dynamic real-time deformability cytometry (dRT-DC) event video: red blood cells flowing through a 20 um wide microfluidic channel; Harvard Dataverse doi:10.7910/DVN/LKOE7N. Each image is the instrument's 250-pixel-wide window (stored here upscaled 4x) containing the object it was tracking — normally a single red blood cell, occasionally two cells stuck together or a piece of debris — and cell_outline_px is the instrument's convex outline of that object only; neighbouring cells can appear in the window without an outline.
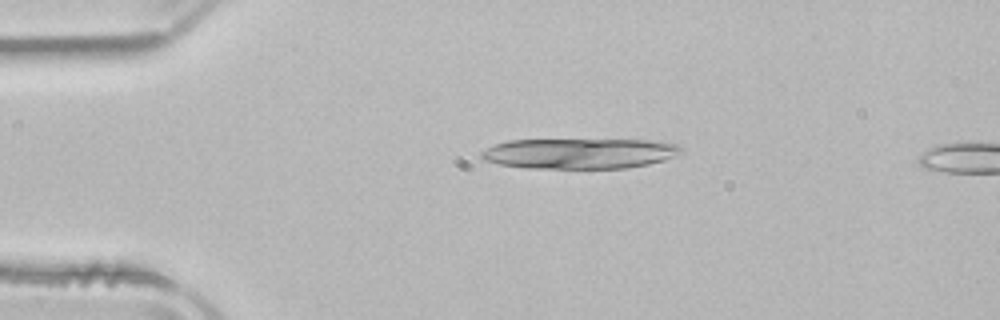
{"species": "common noctule bat (a hibernating species)", "species_latin": "Nyctalus noctula", "temperature_condition": "room temperature", "stored_images_in_passage": 7, "camera_frame_rate_fps": 3000, "um_per_image_px": 0.085, "animal": {"sex": "male", "body_mass_g": 21.5, "forearm_length_mm": 52.0}, "frame": {"image": 1, "passage_image": 4, "time_ms": 1.0, "image_size_px": [1000, 320], "cell_outline_px": [[684, 152], [664, 160], [648, 164], [624, 168], [528, 168], [500, 164], [484, 160], [480, 156], [480, 152], [496, 144], [508, 140], [648, 140], [676, 144], [684, 148]], "centroid_in_image_um": [49.28, 13.04], "position_along_channel_um": 35.7, "area_um2": 35.26}}